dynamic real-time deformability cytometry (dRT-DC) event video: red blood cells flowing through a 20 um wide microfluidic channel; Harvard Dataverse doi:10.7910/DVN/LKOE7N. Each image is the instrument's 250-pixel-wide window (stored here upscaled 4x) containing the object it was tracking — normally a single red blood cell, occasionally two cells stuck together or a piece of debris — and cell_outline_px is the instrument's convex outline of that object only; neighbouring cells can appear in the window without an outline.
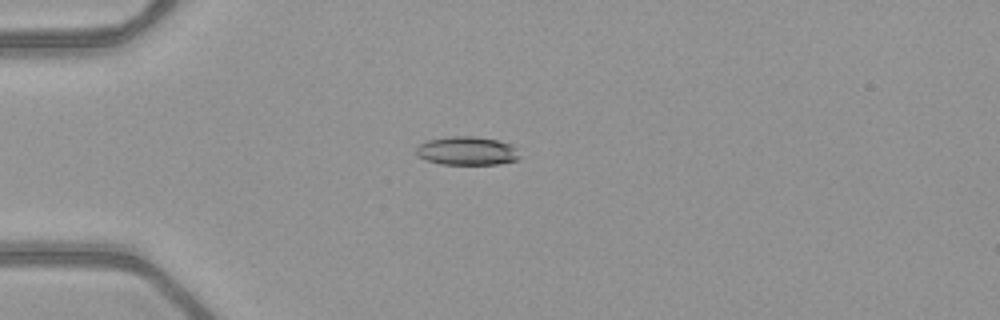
{"species": "common noctule bat (a hibernating species)", "species_latin": "Nyctalus noctula", "temperature_condition": "warm", "stored_images_in_passage": 52, "camera_frame_rate_fps": 3000, "um_per_image_px": 0.085, "animal": {"sex": "female", "body_mass_g": 21.9}, "frame": {"image": 1, "passage_image": 14, "time_ms": 4.333, "image_size_px": [1000, 320], "cell_outline_px": [[520, 160], [500, 164], [440, 164], [424, 160], [416, 156], [416, 148], [420, 144], [428, 140], [452, 136], [472, 136], [496, 140], [508, 144], [516, 148], [520, 156]], "centroid_in_image_um": [39.68, 12.84], "position_along_channel_um": 45.3, "area_um2": 17.28}}
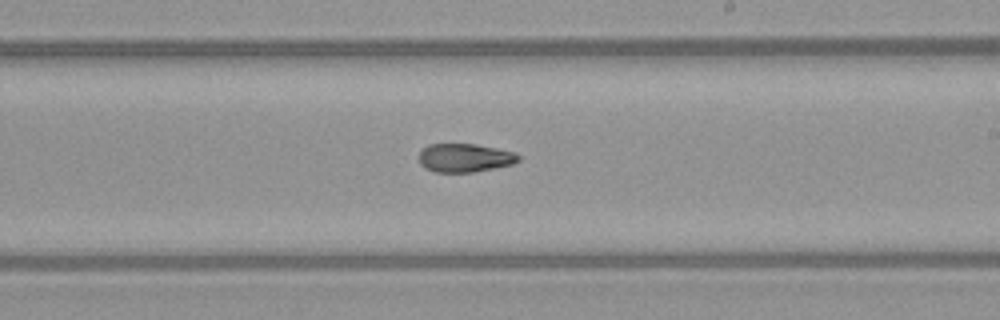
{"frame": {"image": 2, "passage_image": 31, "time_ms": 10.0, "image_size_px": [1000, 320], "cell_outline_px": [[520, 160], [512, 164], [472, 172], [436, 172], [424, 168], [420, 164], [420, 152], [428, 144], [476, 144], [516, 152], [520, 156]], "centroid_in_image_um": [39.51, 13.41], "position_along_channel_um": 249.5, "area_um2": 16.47}}
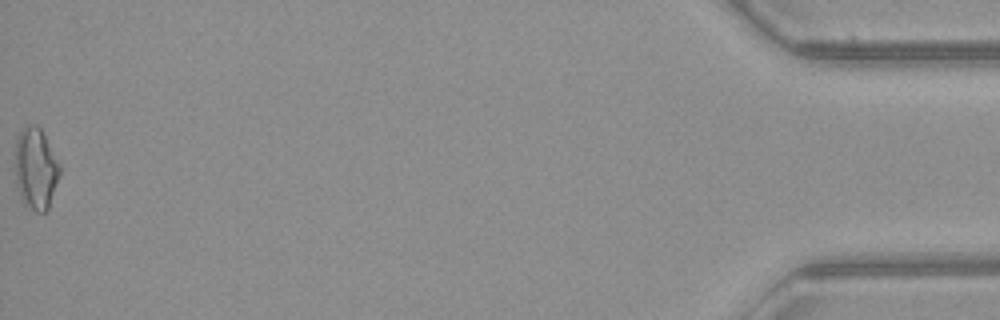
{"frame": {"image": 3, "passage_image": 52, "time_ms": 17.0, "image_size_px": [1000, 320], "cell_outline_px": [[60, 176], [48, 212], [36, 212], [24, 204], [20, 196], [16, 180], [16, 140], [20, 128], [24, 124], [36, 124], [40, 128], [60, 164]], "centroid_in_image_um": [3.05, 14.33], "position_along_channel_um": 432.1, "area_um2": 21.44}, "authors_computed_cell_mechanics": {"area_um2": 17.6001, "velocity_mm_per_s": 4.0235, "shape_relaxation_time_tau1_ms": 10.3071, "shape_relaxation_time_tau2_ms": 1.8258, "deformation_change_tau1": 0.2699, "deformation_change_tau2": 0.0865}}